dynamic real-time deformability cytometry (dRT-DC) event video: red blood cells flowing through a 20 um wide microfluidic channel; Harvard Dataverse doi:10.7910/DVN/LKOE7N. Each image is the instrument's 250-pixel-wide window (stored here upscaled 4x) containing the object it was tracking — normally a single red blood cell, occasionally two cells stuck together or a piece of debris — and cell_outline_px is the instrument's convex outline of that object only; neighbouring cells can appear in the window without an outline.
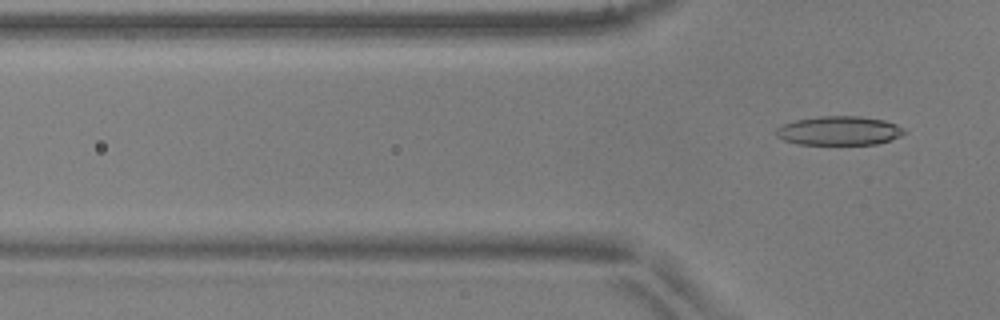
{"species": "common noctule bat (a hibernating species)", "species_latin": "Nyctalus noctula", "temperature_condition": "warm", "stored_images_in_passage": 5, "camera_frame_rate_fps": 3000, "um_per_image_px": 0.085, "animal": {"sex": "male", "body_mass_g": 17.9, "forearm_length_mm": 54.2}, "frame": {"image": 1, "passage_image": 5, "time_ms": 1.333, "image_size_px": [1000, 320], "cell_outline_px": [[908, 132], [892, 140], [876, 144], [796, 144], [784, 140], [776, 136], [776, 128], [784, 124], [796, 120], [820, 116], [860, 116], [884, 120], [896, 124], [904, 128]], "centroid_in_image_um": [71.36, 11.11], "position_along_channel_um": 54.4, "area_um2": 21.73}}